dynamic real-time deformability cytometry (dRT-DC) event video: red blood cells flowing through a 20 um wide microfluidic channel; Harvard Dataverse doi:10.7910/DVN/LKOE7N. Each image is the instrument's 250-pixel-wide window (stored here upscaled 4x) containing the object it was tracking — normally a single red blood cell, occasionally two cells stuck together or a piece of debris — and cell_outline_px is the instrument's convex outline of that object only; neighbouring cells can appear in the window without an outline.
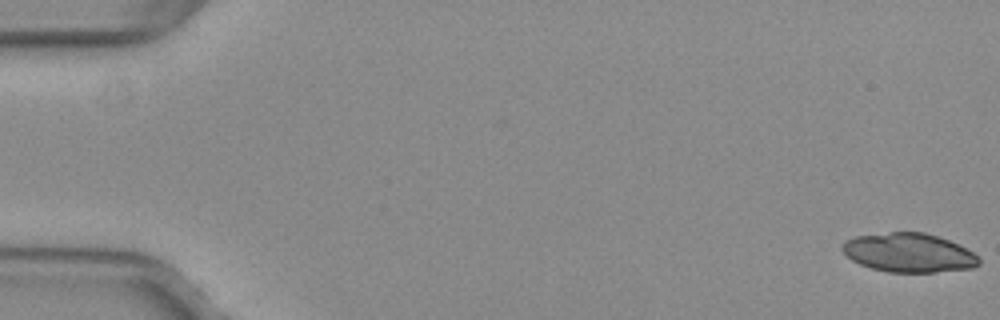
{"species": "common noctule bat (a hibernating species)", "species_latin": "Nyctalus noctula", "temperature_condition": "warm", "stored_images_in_passage": 32, "camera_frame_rate_fps": 3000, "um_per_image_px": 0.085, "animal": {"sex": "female", "body_mass_g": 29.2, "forearm_length_mm": 56.3}, "frame": {"image": 1, "passage_image": 1, "time_ms": 0.0, "image_size_px": [1000, 320], "cell_outline_px": [[980, 264], [972, 268], [936, 272], [888, 272], [872, 268], [860, 264], [852, 260], [840, 248], [848, 240], [856, 236], [892, 232], [924, 232], [948, 240], [980, 256]], "centroid_in_image_um": [77.27, 21.49], "position_along_channel_um": 7.7, "area_um2": 30.75}}